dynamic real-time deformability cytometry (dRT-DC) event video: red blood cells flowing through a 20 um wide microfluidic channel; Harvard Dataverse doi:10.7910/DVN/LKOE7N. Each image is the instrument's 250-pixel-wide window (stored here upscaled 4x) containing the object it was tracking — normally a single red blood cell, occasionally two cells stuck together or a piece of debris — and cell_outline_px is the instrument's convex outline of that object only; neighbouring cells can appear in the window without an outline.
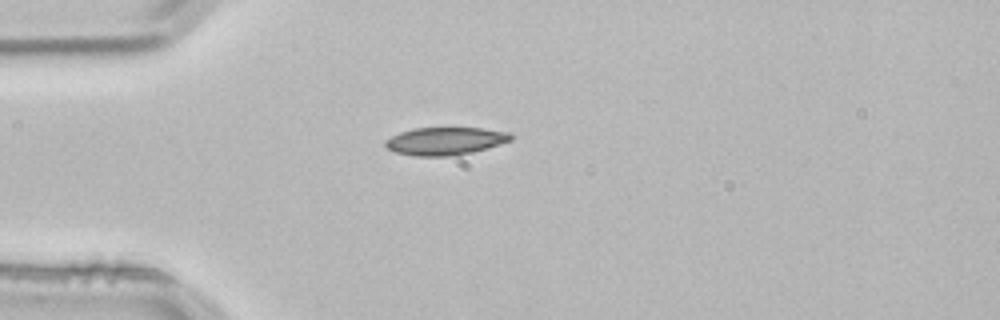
{"species": "common noctule bat (a hibernating species)", "species_latin": "Nyctalus noctula", "temperature_condition": "room temperature", "stored_images_in_passage": 3, "camera_frame_rate_fps": 3000, "um_per_image_px": 0.085, "animal": {"sex": "male", "body_mass_g": 21.5, "forearm_length_mm": 52.0}, "frame": {"image": 1, "passage_image": 3, "time_ms": 0.667, "image_size_px": [1000, 320], "cell_outline_px": [[512, 140], [488, 148], [472, 152], [448, 156], [416, 156], [396, 152], [388, 148], [384, 144], [384, 140], [400, 132], [412, 128], [484, 128], [508, 132], [512, 136]], "centroid_in_image_um": [37.84, 11.98], "position_along_channel_um": 47.2, "area_um2": 20.23}}